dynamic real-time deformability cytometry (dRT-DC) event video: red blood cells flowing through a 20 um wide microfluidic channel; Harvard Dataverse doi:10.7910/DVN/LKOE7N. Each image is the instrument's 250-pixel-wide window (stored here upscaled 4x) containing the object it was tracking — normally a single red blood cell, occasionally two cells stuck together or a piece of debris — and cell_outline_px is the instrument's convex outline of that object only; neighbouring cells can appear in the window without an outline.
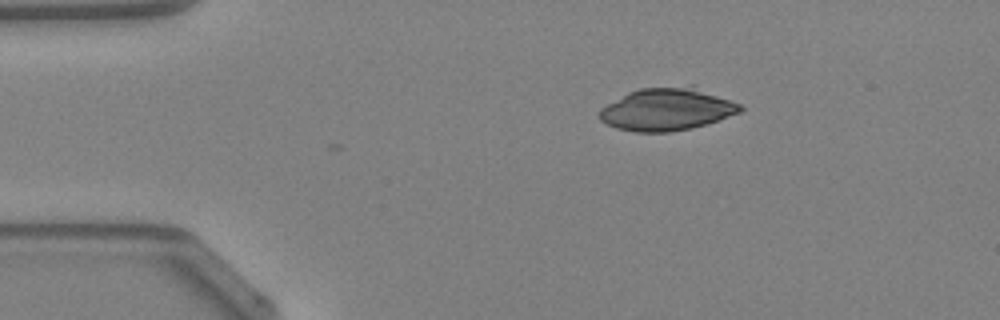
{"species": "Egyptian fruit bat (a non-hibernating species)", "species_latin": "Rousettus aegyptiacus", "temperature_condition": "warm", "stored_images_in_passage": 3, "camera_frame_rate_fps": 3000, "um_per_image_px": 0.085, "animal": {"sex": "female"}, "frame": {"image": 1, "passage_image": 1, "time_ms": 0.0, "image_size_px": [1000, 320], "cell_outline_px": [[744, 108], [740, 112], [692, 128], [668, 132], [636, 132], [616, 128], [600, 120], [600, 108], [628, 92], [640, 88], [692, 84], [740, 104]], "centroid_in_image_um": [56.69, 9.26], "position_along_channel_um": 28.3, "area_um2": 34.97}}